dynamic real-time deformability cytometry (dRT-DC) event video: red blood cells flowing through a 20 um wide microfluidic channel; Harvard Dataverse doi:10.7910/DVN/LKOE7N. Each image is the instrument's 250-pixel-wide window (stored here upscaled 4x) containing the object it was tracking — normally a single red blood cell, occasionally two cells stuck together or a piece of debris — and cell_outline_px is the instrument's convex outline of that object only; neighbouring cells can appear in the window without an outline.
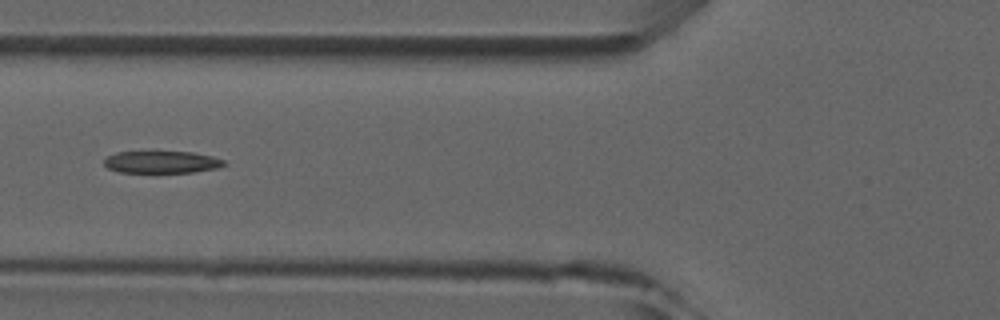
{"species": "common noctule bat (a hibernating species)", "species_latin": "Nyctalus noctula", "temperature_condition": "room temperature", "stored_images_in_passage": 6, "camera_frame_rate_fps": 3000, "um_per_image_px": 0.085, "animal": {"sex": "male", "forearm_length_mm": 52.5}, "frame": {"image": 1, "passage_image": 5, "time_ms": 5.333, "image_size_px": [1000, 320], "cell_outline_px": [[228, 164], [216, 168], [192, 172], [120, 172], [108, 168], [104, 164], [104, 160], [108, 156], [116, 152], [152, 148], [192, 152], [212, 156], [224, 160]], "centroid_in_image_um": [13.71, 13.71], "position_along_channel_um": 112.1, "area_um2": 16.42}}
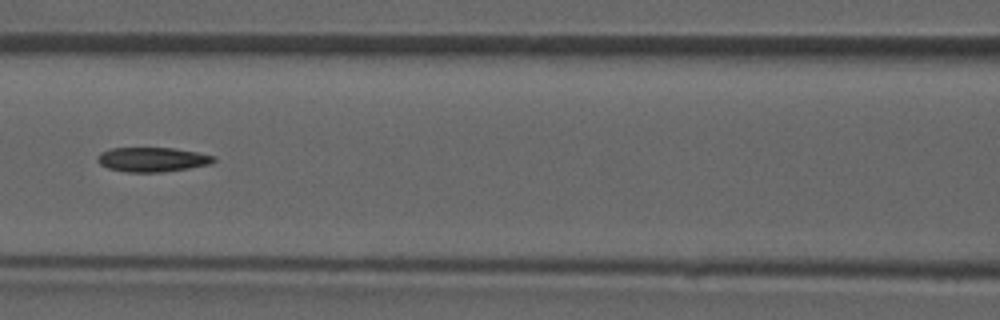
{"frame": {"image": 2, "passage_image": 6, "time_ms": 6.333, "image_size_px": [1000, 320], "cell_outline_px": [[216, 160], [212, 164], [188, 168], [160, 172], [128, 172], [108, 168], [100, 164], [96, 160], [96, 156], [100, 152], [112, 148], [176, 148], [216, 156]], "centroid_in_image_um": [12.95, 13.55], "position_along_channel_um": 153.7, "area_um2": 16.65}}